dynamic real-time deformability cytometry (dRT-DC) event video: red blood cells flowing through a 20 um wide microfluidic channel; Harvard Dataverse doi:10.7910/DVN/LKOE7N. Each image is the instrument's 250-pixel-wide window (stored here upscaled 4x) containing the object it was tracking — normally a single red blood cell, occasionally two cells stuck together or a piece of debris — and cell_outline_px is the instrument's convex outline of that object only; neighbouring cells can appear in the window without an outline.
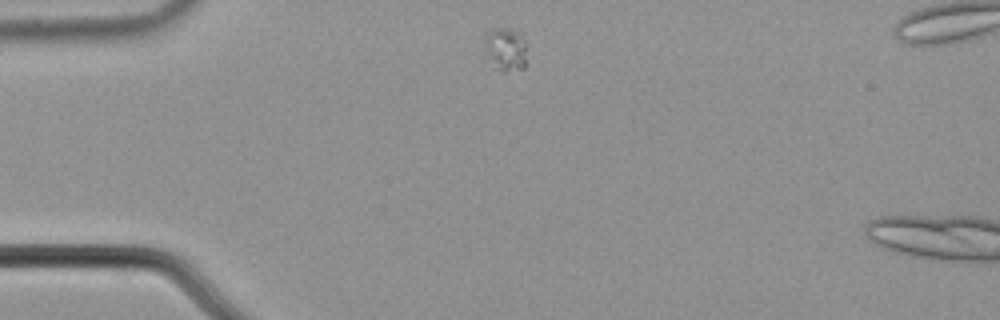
{"species": "common noctule bat (a hibernating species)", "species_latin": "Nyctalus noctula", "temperature_condition": "cold", "stored_images_in_passage": 2, "camera_frame_rate_fps": 3000, "um_per_image_px": 0.085, "animal": {"sex": "male", "body_mass_g": 21.5, "forearm_length_mm": 52.0}, "frame": {"image": 1, "passage_image": 1, "time_ms": 0.0, "image_size_px": [1000, 320], "cell_outline_px": [[528, 64], [524, 68], [504, 72], [484, 72], [484, 36], [492, 28], [508, 28], [524, 36], [528, 44]], "centroid_in_image_um": [42.91, 4.32], "position_along_channel_um": 42.1, "area_um2": 12.48}}